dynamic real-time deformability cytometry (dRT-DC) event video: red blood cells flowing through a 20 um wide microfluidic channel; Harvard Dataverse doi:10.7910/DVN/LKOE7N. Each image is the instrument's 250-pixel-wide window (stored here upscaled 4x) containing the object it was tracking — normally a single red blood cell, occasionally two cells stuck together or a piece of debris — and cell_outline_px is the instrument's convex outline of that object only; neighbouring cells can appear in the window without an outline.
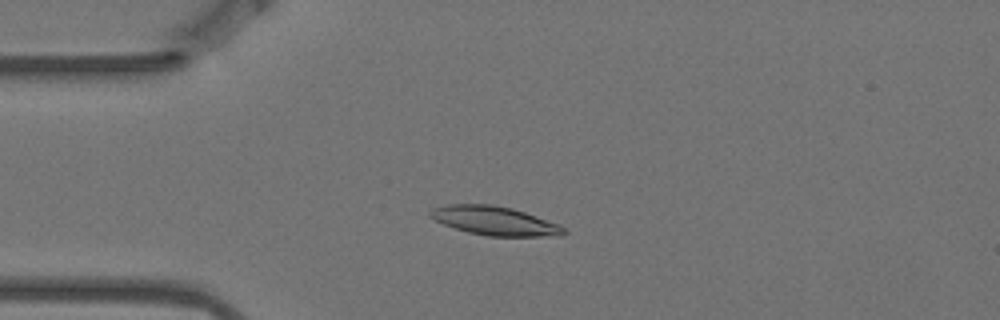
{"species": "Egyptian fruit bat (a non-hibernating species)", "species_latin": "Rousettus aegyptiacus", "temperature_condition": "warm", "stored_images_in_passage": 6, "camera_frame_rate_fps": 3000, "um_per_image_px": 0.085, "animal": {"sex": "female"}, "frame": {"image": 1, "passage_image": 2, "time_ms": 0.333, "image_size_px": [1000, 320], "cell_outline_px": [[568, 232], [564, 236], [488, 236], [468, 232], [444, 224], [428, 216], [428, 212], [432, 208], [444, 204], [492, 204], [512, 208], [560, 224]], "centroid_in_image_um": [42.06, 18.76], "position_along_channel_um": 42.9, "area_um2": 22.6}}
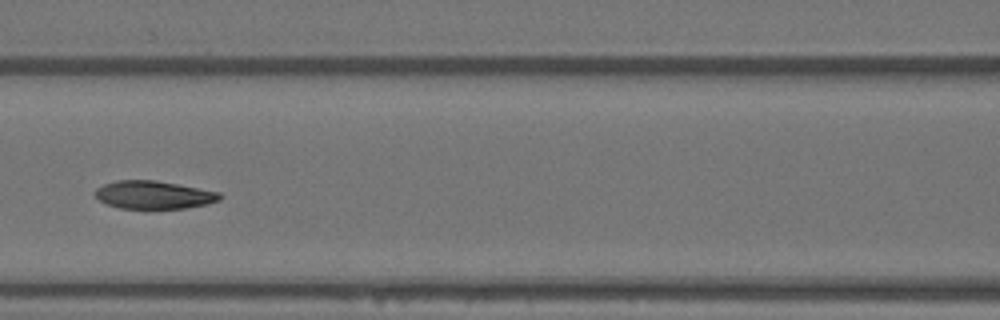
{"frame": {"image": 2, "passage_image": 5, "time_ms": 1.333, "image_size_px": [1000, 320], "cell_outline_px": [[224, 196], [220, 200], [208, 204], [184, 208], [120, 208], [104, 204], [92, 192], [96, 188], [104, 184], [116, 180], [156, 180], [220, 192]], "centroid_in_image_um": [13.06, 16.56], "position_along_channel_um": 153.5, "area_um2": 20.46}}
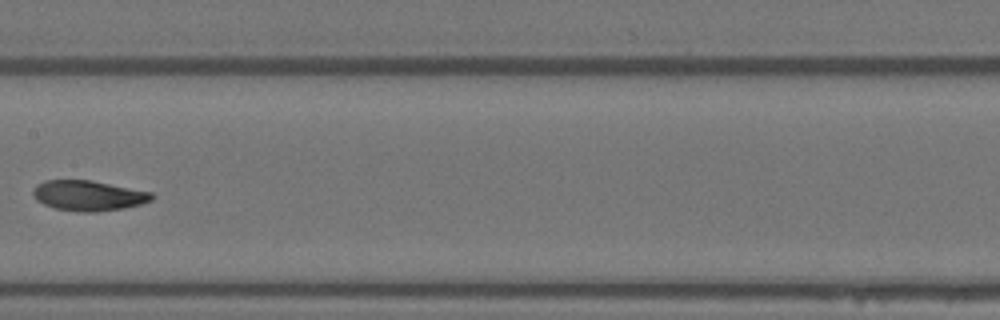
{"frame": {"image": 3, "passage_image": 6, "time_ms": 1.667, "image_size_px": [1000, 320], "cell_outline_px": [[156, 196], [152, 200], [140, 204], [124, 208], [96, 212], [76, 212], [56, 208], [44, 204], [36, 200], [32, 192], [36, 184], [44, 180], [92, 180], [152, 192]], "centroid_in_image_um": [7.52, 16.62], "position_along_channel_um": 199.9, "area_um2": 21.1}}